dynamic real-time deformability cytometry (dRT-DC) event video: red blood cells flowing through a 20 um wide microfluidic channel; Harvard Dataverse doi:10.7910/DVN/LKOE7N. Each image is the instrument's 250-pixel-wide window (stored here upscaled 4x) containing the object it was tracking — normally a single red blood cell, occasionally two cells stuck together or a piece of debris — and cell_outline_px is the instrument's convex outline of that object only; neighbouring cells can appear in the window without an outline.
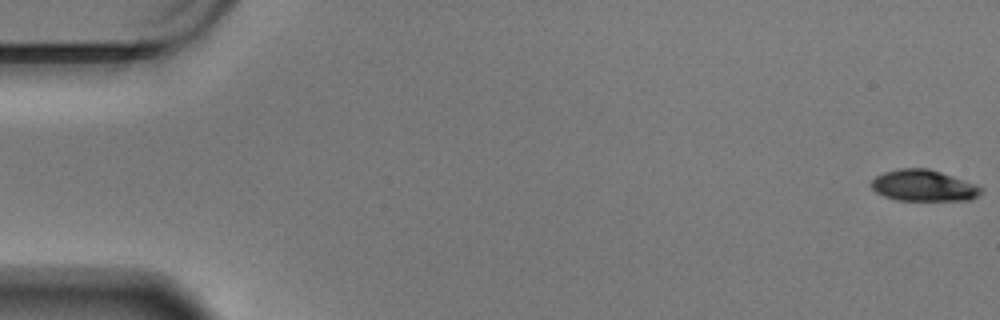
{"species": "Egyptian fruit bat (a non-hibernating species)", "species_latin": "Rousettus aegyptiacus", "temperature_condition": "warm", "stored_images_in_passage": 60, "camera_frame_rate_fps": 3000, "um_per_image_px": 0.085, "animal": {"sex": "male"}, "frame": {"image": 1, "passage_image": 1, "time_ms": 0.0, "image_size_px": [1000, 320], "cell_outline_px": [[984, 188], [976, 196], [968, 200], [896, 200], [884, 196], [876, 192], [872, 188], [872, 180], [876, 176], [884, 172], [900, 168], [928, 168], [976, 184]], "centroid_in_image_um": [78.49, 15.77], "position_along_channel_um": 6.5, "area_um2": 19.83}}
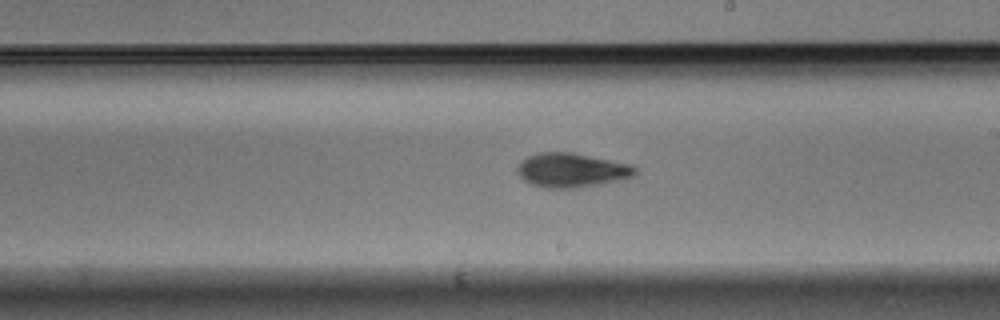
{"frame": {"image": 2, "passage_image": 35, "time_ms": 11.333, "image_size_px": [1000, 320], "cell_outline_px": [[636, 176], [576, 188], [544, 188], [532, 184], [524, 180], [516, 172], [516, 168], [528, 156], [540, 152], [572, 152], [632, 164], [636, 168]], "centroid_in_image_um": [48.59, 14.46], "position_along_channel_um": 240.4, "area_um2": 23.35}}
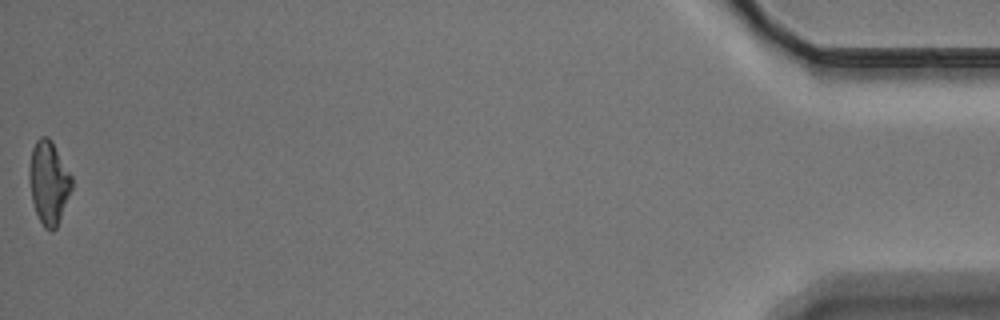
{"frame": {"image": 3, "passage_image": 60, "time_ms": 19.667, "image_size_px": [1000, 320], "cell_outline_px": [[72, 188], [56, 228], [52, 232], [44, 228], [36, 212], [32, 200], [28, 180], [28, 172], [32, 148], [36, 140], [40, 136], [48, 136], [52, 140], [72, 176]], "centroid_in_image_um": [4.13, 15.49], "position_along_channel_um": 431.1, "area_um2": 20.69}, "authors_computed_cell_mechanics": {"area_um2": 21.4149, "velocity_mm_per_s": 3.4284, "shape_relaxation_time_tau1_ms": 4.7796, "shape_relaxation_time_tau2_ms": 3.9077, "deformation_change_tau1": 0.1352, "deformation_change_tau2": 0.1031}}